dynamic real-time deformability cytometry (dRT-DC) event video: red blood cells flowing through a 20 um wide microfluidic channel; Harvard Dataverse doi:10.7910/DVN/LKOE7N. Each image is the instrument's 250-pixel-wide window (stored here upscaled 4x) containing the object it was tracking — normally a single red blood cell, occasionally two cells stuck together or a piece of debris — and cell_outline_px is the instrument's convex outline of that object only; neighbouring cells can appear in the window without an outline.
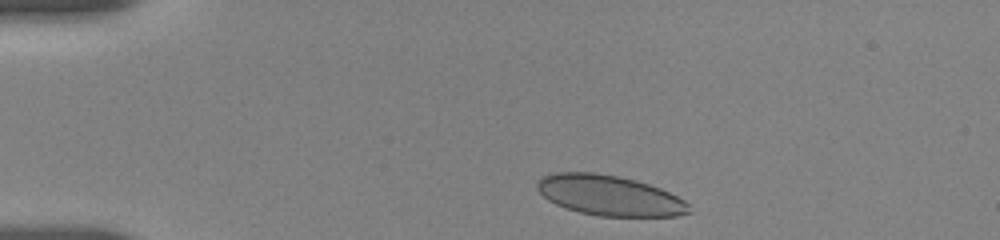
{"species": "human", "species_latin": "Homo sapiens", "temperature_condition": "room temperature", "stored_images_in_passage": 28, "camera_frame_rate_fps": 3000, "um_per_image_px": 0.085, "donor": {"sex": "female"}, "frame": {"image": 1, "passage_image": 1, "time_ms": 0.0, "image_size_px": [1000, 240], "cell_outline_px": [[692, 212], [676, 216], [600, 216], [580, 212], [556, 204], [548, 200], [536, 188], [536, 184], [544, 176], [556, 172], [596, 172], [620, 176], [636, 180], [660, 188], [684, 200], [688, 204]], "centroid_in_image_um": [51.81, 16.61], "position_along_channel_um": 33.2, "area_um2": 35.49}}
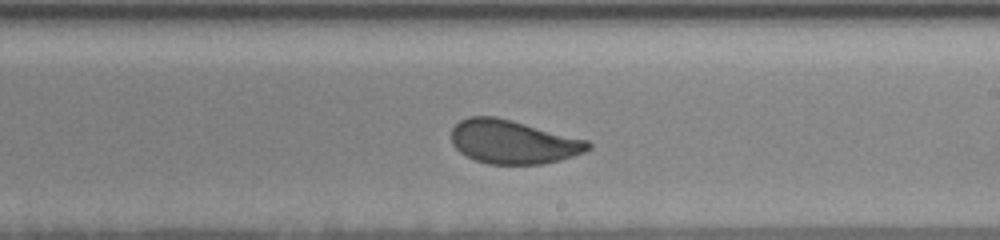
{"frame": {"image": 2, "passage_image": 16, "time_ms": 7.333, "image_size_px": [1000, 240], "cell_outline_px": [[592, 148], [584, 152], [560, 160], [540, 164], [488, 164], [476, 160], [460, 152], [452, 144], [452, 128], [460, 120], [468, 116], [496, 116], [512, 120], [588, 140], [592, 144]], "centroid_in_image_um": [43.61, 12.05], "position_along_channel_um": 245.4, "area_um2": 34.8}}
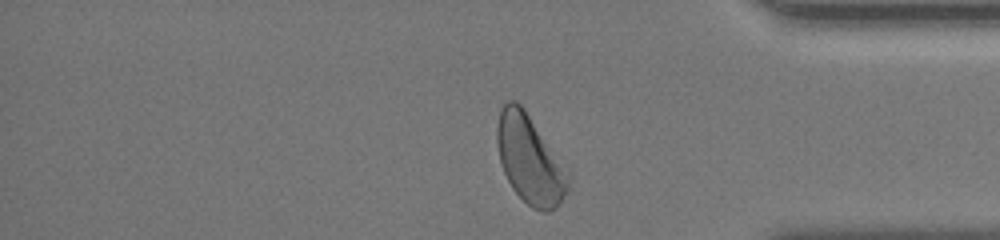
{"frame": {"image": 3, "passage_image": 27, "time_ms": 11.667, "image_size_px": [1000, 240], "cell_outline_px": [[568, 192], [560, 204], [556, 208], [548, 212], [544, 212], [532, 208], [512, 188], [504, 172], [500, 160], [496, 140], [496, 128], [500, 108], [508, 100], [516, 100], [524, 108], [568, 172]], "centroid_in_image_um": [45.01, 13.56], "position_along_channel_um": 390.2, "area_um2": 36.3}, "authors_computed_cell_mechanics": {"area_um2": 35.1713, "velocity_mm_per_s": 3.6596, "shape_relaxation_time_tau1_ms": 4.0116, "shape_relaxation_time_tau2_ms": null, "deformation_change_tau1": 0.0982, "deformation_change_tau2": null}}